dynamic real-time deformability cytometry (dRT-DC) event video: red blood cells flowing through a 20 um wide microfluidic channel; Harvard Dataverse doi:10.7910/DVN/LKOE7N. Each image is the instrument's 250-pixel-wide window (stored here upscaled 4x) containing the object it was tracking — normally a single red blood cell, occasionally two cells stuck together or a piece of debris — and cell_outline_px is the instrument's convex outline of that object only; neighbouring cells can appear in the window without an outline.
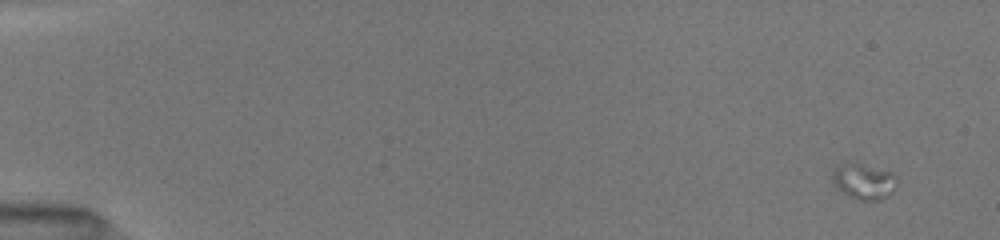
{"species": "common noctule bat (a hibernating species)", "species_latin": "Nyctalus noctula", "temperature_condition": "room temperature", "stored_images_in_passage": 15, "camera_frame_rate_fps": 3000, "um_per_image_px": 0.085, "animal": {"sex": "female", "body_mass_g": 19.5, "forearm_length_mm": 54.1}, "frame": {"image": 1, "passage_image": 1, "time_ms": 0.0, "image_size_px": [1000, 240], "cell_outline_px": [[896, 184], [892, 192], [888, 196], [876, 200], [860, 200], [848, 196], [840, 192], [832, 184], [832, 168], [848, 160], [856, 160], [892, 172], [896, 176]], "centroid_in_image_um": [73.35, 15.35], "position_along_channel_um": 11.6, "area_um2": 14.16}}